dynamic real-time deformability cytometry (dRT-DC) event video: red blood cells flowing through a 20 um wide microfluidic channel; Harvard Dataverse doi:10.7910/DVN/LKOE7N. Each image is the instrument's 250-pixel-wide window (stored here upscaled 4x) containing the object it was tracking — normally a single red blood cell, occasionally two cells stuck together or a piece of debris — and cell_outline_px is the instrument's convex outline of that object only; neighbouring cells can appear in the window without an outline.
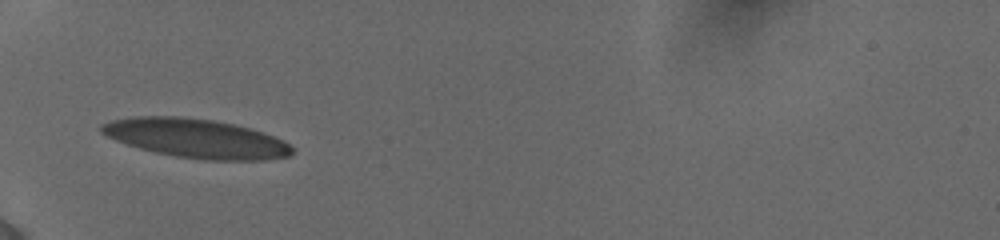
{"species": "human", "species_latin": "Homo sapiens", "temperature_condition": "cold", "stored_images_in_passage": 4, "camera_frame_rate_fps": 3000, "um_per_image_px": 0.085, "donor": {"sex": "female"}, "frame": {"image": 1, "passage_image": 1, "time_ms": 0.0, "image_size_px": [1000, 240], "cell_outline_px": [[292, 152], [288, 156], [264, 160], [204, 160], [176, 156], [156, 152], [140, 148], [116, 140], [100, 132], [100, 124], [112, 120], [132, 116], [184, 116], [212, 120], [232, 124], [248, 128], [272, 136], [288, 144], [292, 148]], "centroid_in_image_um": [16.61, 11.75], "position_along_channel_um": 68.4, "area_um2": 42.89}}
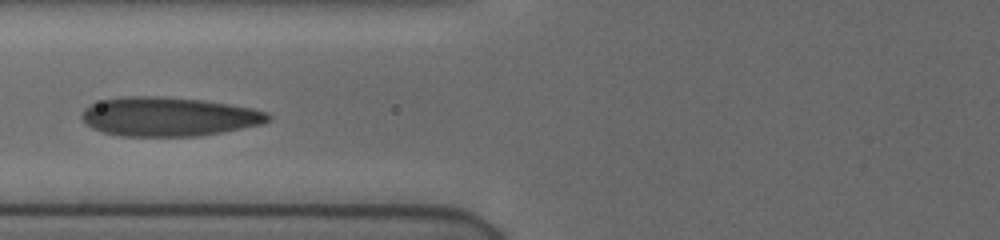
{"frame": {"image": 2, "passage_image": 3, "time_ms": 1.333, "image_size_px": [1000, 240], "cell_outline_px": [[272, 120], [264, 124], [200, 136], [120, 136], [100, 132], [92, 128], [80, 116], [84, 108], [92, 104], [104, 100], [120, 96], [160, 96], [204, 100], [252, 108], [268, 112], [272, 116]], "centroid_in_image_um": [14.36, 9.92], "position_along_channel_um": 111.4, "area_um2": 42.71}}